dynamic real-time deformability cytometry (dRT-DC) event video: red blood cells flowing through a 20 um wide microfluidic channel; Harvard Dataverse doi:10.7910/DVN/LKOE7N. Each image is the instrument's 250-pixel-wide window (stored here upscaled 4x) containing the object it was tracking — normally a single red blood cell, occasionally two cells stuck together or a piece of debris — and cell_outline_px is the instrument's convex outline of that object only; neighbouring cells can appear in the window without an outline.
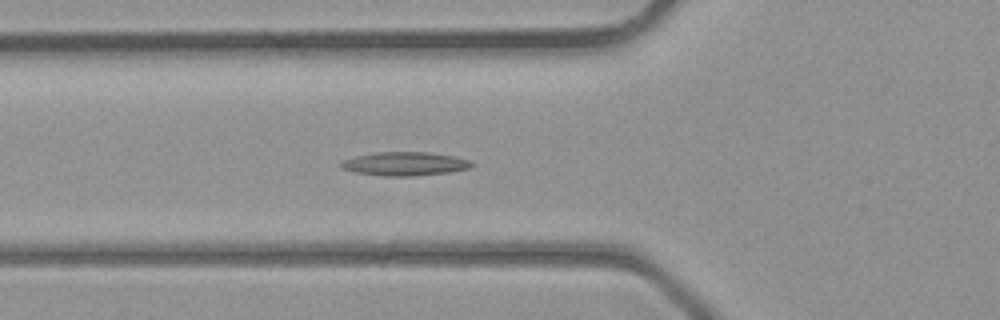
{"species": "common noctule bat (a hibernating species)", "species_latin": "Nyctalus noctula", "temperature_condition": "room temperature", "stored_images_in_passage": 32, "camera_frame_rate_fps": 3000, "um_per_image_px": 0.085, "animal": {"sex": "male", "body_mass_g": 23.1, "forearm_length_mm": 52.7}, "frame": {"image": 1, "passage_image": 6, "time_ms": 1.667, "image_size_px": [1000, 320], "cell_outline_px": [[472, 164], [468, 168], [448, 172], [412, 176], [384, 176], [356, 172], [340, 168], [340, 164], [344, 160], [352, 156], [376, 152], [428, 152], [456, 156], [468, 160]], "centroid_in_image_um": [34.36, 13.91], "position_along_channel_um": 91.4, "area_um2": 17.92}}
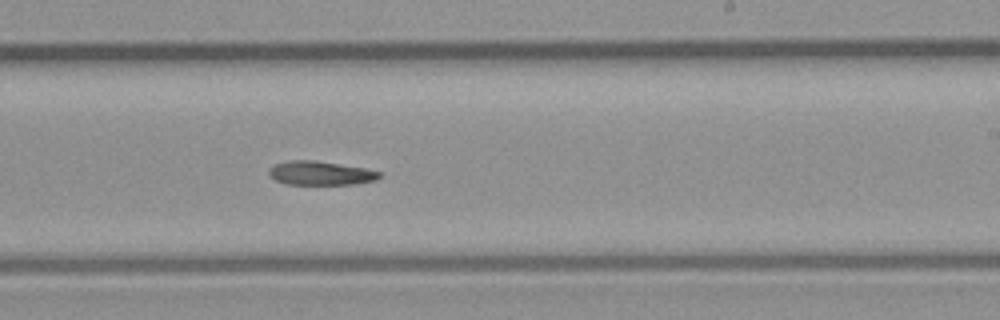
{"frame": {"image": 2, "passage_image": 16, "time_ms": 5.0, "image_size_px": [1000, 320], "cell_outline_px": [[380, 176], [376, 180], [352, 184], [284, 184], [276, 180], [268, 172], [268, 168], [272, 164], [288, 160], [316, 160], [364, 168], [380, 172]], "centroid_in_image_um": [27.18, 14.7], "position_along_channel_um": 261.8, "area_um2": 15.37}}
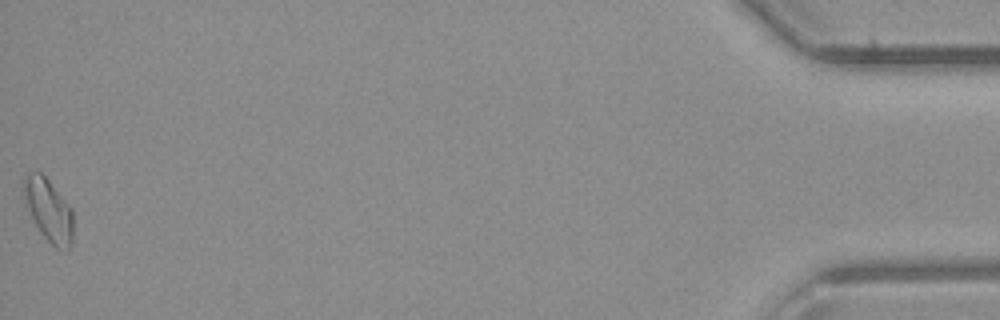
{"frame": {"image": 3, "passage_image": 32, "time_ms": 10.333, "image_size_px": [1000, 320], "cell_outline_px": [[72, 244], [68, 248], [56, 248], [40, 232], [24, 204], [20, 188], [24, 176], [28, 172], [40, 172], [48, 180], [72, 208]], "centroid_in_image_um": [4.07, 17.81], "position_along_channel_um": 431.1, "area_um2": 18.21}}